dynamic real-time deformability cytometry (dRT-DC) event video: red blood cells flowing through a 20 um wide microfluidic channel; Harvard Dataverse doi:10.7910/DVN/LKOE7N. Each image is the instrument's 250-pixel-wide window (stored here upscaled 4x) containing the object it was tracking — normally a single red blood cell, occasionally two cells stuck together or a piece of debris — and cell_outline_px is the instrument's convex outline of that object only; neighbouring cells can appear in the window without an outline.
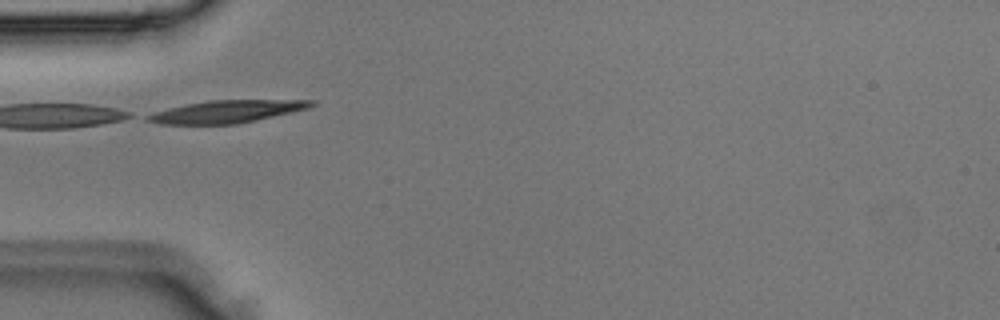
{"species": "Egyptian fruit bat (a non-hibernating species)", "species_latin": "Rousettus aegyptiacus", "temperature_condition": "room temperature", "stored_images_in_passage": 3, "camera_frame_rate_fps": 3000, "um_per_image_px": 0.085, "animal": {"sex": "male"}, "frame": {"image": 1, "passage_image": 2, "time_ms": 0.333, "image_size_px": [1000, 320], "cell_outline_px": [[316, 104], [308, 108], [292, 112], [256, 120], [236, 124], [160, 124], [148, 120], [140, 116], [152, 112], [168, 108], [208, 100], [316, 100]], "centroid_in_image_um": [19.23, 9.48], "position_along_channel_um": 65.8, "area_um2": 21.44}}